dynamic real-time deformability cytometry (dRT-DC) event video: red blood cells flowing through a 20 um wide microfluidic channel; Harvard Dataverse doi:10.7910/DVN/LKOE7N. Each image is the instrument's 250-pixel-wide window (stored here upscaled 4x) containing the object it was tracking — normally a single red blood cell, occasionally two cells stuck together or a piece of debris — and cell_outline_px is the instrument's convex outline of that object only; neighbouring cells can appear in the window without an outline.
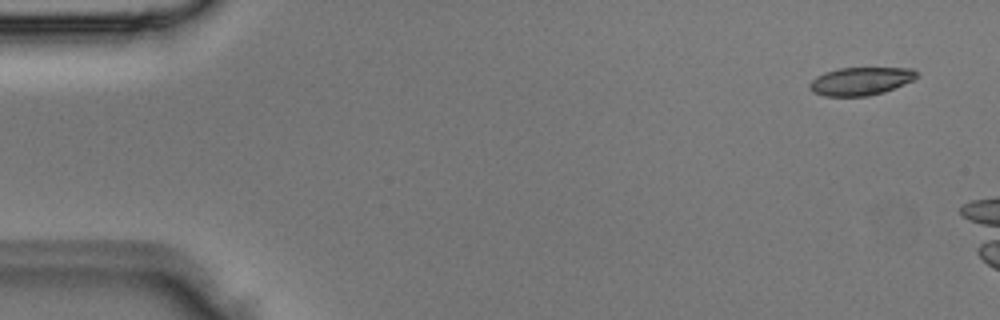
{"species": "Egyptian fruit bat (a non-hibernating species)", "species_latin": "Rousettus aegyptiacus", "temperature_condition": "room temperature", "stored_images_in_passage": 4, "camera_frame_rate_fps": 3000, "um_per_image_px": 0.085, "animal": {"sex": "male"}, "frame": {"image": 1, "passage_image": 1, "time_ms": 0.0, "image_size_px": [1000, 320], "cell_outline_px": [[920, 76], [904, 84], [884, 92], [868, 96], [824, 96], [812, 92], [808, 88], [808, 84], [816, 76], [824, 72], [840, 68], [912, 68]], "centroid_in_image_um": [73.13, 6.9], "position_along_channel_um": 11.9, "area_um2": 17.57}}